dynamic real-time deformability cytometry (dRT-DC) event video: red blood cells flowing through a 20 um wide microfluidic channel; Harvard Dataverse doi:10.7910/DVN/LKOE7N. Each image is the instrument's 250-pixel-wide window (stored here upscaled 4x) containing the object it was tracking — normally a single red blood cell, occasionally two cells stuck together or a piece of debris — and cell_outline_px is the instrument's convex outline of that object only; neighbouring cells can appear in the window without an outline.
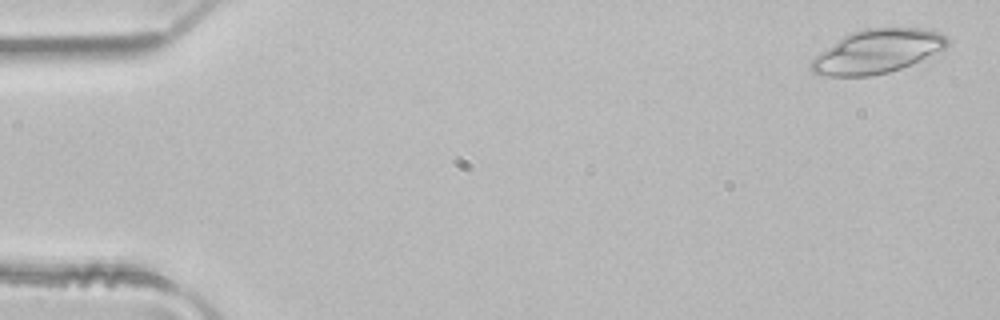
{"species": "common noctule bat (a hibernating species)", "species_latin": "Nyctalus noctula", "temperature_condition": "room temperature", "stored_images_in_passage": 49, "camera_frame_rate_fps": 3000, "um_per_image_px": 0.085, "animal": {"sex": "male", "body_mass_g": 21.5, "forearm_length_mm": 52.0}, "frame": {"image": 1, "passage_image": 2, "time_ms": 0.333, "image_size_px": [1000, 320], "cell_outline_px": [[948, 44], [944, 48], [920, 60], [900, 68], [888, 72], [868, 76], [828, 76], [812, 72], [808, 68], [808, 64], [820, 52], [840, 36], [848, 32], [864, 28], [932, 28], [948, 36]], "centroid_in_image_um": [74.53, 4.34], "position_along_channel_um": 10.5, "area_um2": 34.97}}
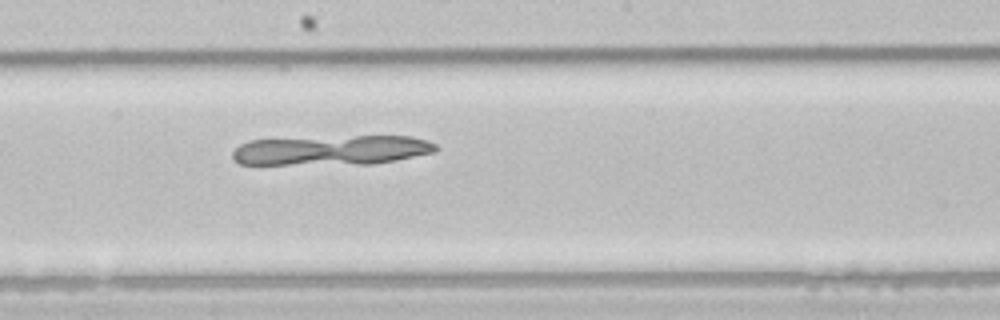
{"frame": {"image": 2, "passage_image": 27, "time_ms": 8.667, "image_size_px": [1000, 320], "cell_outline_px": [[440, 148], [436, 152], [396, 160], [372, 164], [240, 164], [232, 160], [232, 152], [240, 144], [248, 140], [356, 136], [412, 136], [428, 140], [436, 144]], "centroid_in_image_um": [28.22, 12.77], "position_along_channel_um": 220.0, "area_um2": 35.43}}
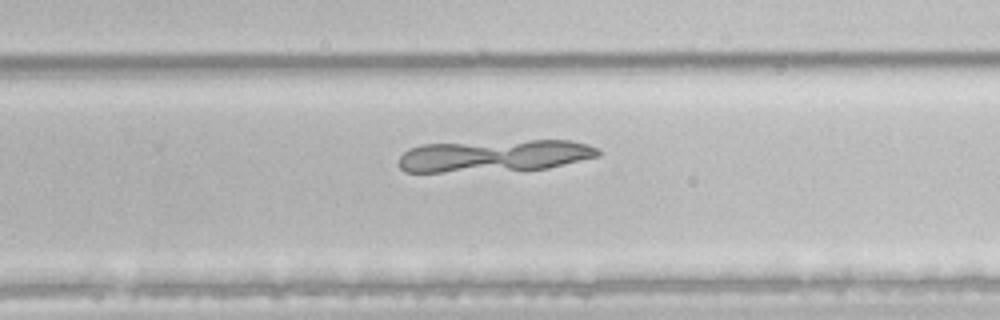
{"frame": {"image": 3, "passage_image": 32, "time_ms": 10.333, "image_size_px": [1000, 320], "cell_outline_px": [[600, 156], [548, 168], [440, 172], [404, 172], [396, 164], [400, 156], [408, 148], [420, 144], [528, 140], [568, 140], [588, 144], [596, 148], [600, 152]], "centroid_in_image_um": [41.97, 13.23], "position_along_channel_um": 287.8, "area_um2": 37.34}}